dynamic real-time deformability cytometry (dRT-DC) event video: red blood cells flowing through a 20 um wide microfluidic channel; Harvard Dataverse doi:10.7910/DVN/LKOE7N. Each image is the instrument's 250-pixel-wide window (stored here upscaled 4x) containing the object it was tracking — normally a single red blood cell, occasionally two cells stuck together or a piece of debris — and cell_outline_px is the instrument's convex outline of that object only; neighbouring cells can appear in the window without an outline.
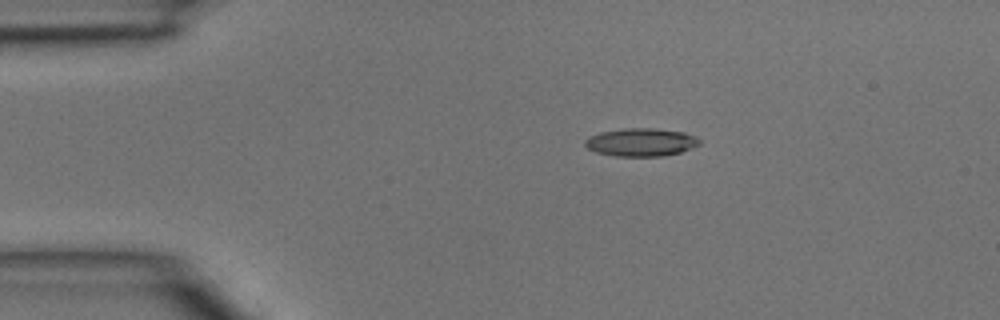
{"species": "common noctule bat (a hibernating species)", "species_latin": "Nyctalus noctula", "temperature_condition": "room temperature", "stored_images_in_passage": 2, "camera_frame_rate_fps": 3000, "um_per_image_px": 0.085, "animal": {"sex": "male", "body_mass_g": 15.6}, "frame": {"image": 1, "passage_image": 1, "time_ms": 0.0, "image_size_px": [1000, 320], "cell_outline_px": [[700, 144], [692, 148], [680, 152], [664, 156], [616, 156], [596, 152], [588, 148], [584, 144], [584, 140], [588, 136], [600, 132], [624, 128], [652, 128], [684, 132], [700, 140]], "centroid_in_image_um": [54.45, 12.09], "position_along_channel_um": 30.5, "area_um2": 18.67}}